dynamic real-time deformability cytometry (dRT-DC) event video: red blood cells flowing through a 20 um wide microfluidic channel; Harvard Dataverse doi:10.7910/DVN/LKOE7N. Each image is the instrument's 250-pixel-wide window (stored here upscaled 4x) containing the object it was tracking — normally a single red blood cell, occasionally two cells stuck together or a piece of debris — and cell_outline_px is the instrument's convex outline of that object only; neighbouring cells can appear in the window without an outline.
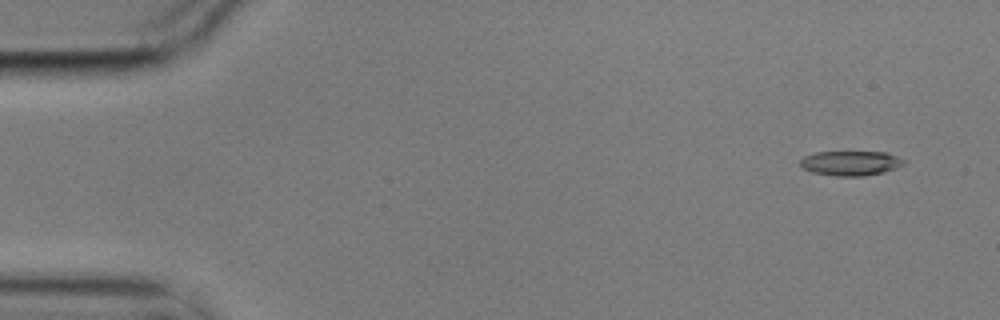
{"species": "common noctule bat (a hibernating species)", "species_latin": "Nyctalus noctula", "temperature_condition": "cold", "stored_images_in_passage": 6, "camera_frame_rate_fps": 3000, "um_per_image_px": 0.085, "animal": {"sex": "male", "body_mass_g": 17.9}, "frame": {"image": 1, "passage_image": 1, "time_ms": 0.0, "image_size_px": [1000, 320], "cell_outline_px": [[908, 160], [904, 164], [896, 168], [884, 172], [864, 176], [836, 176], [812, 172], [804, 168], [800, 164], [800, 160], [804, 156], [816, 152], [888, 152]], "centroid_in_image_um": [72.36, 13.86], "position_along_channel_um": 12.6, "area_um2": 15.03}}
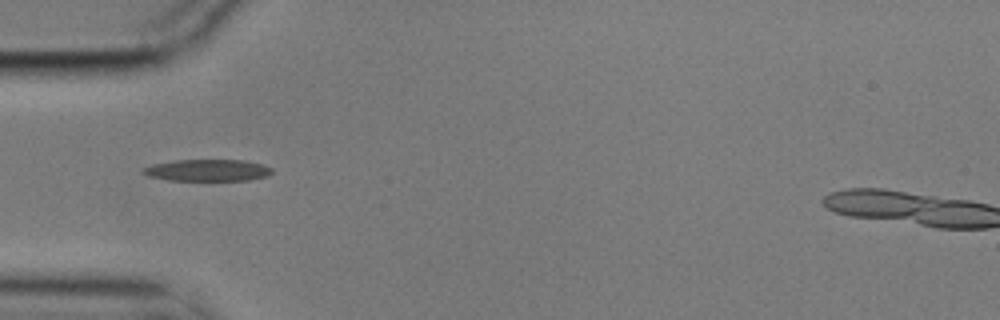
{"frame": {"image": 2, "passage_image": 5, "time_ms": 1.333, "image_size_px": [1000, 320], "cell_outline_px": [[272, 172], [268, 176], [248, 180], [168, 180], [148, 176], [140, 172], [144, 168], [152, 164], [176, 160], [244, 160], [264, 164], [272, 168]], "centroid_in_image_um": [17.65, 14.47], "position_along_channel_um": 67.3, "area_um2": 16.36}}
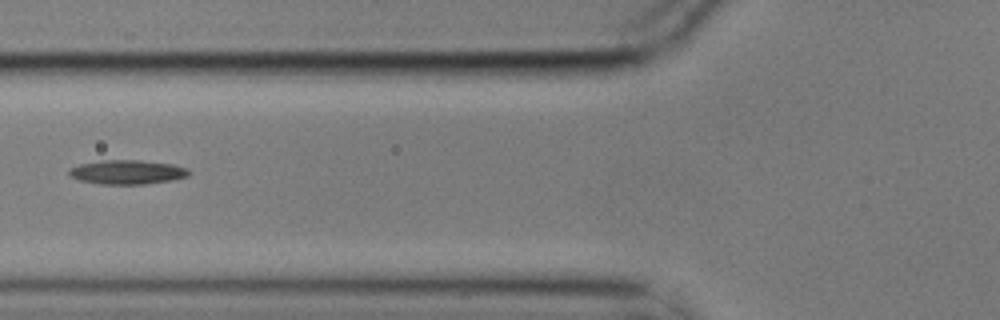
{"frame": {"image": 3, "passage_image": 6, "time_ms": 1.667, "image_size_px": [1000, 320], "cell_outline_px": [[192, 172], [188, 176], [172, 180], [144, 184], [100, 184], [80, 180], [72, 176], [68, 172], [68, 168], [80, 164], [100, 160], [140, 160], [172, 164], [188, 168]], "centroid_in_image_um": [10.84, 14.62], "position_along_channel_um": 115.0, "area_um2": 16.94}}